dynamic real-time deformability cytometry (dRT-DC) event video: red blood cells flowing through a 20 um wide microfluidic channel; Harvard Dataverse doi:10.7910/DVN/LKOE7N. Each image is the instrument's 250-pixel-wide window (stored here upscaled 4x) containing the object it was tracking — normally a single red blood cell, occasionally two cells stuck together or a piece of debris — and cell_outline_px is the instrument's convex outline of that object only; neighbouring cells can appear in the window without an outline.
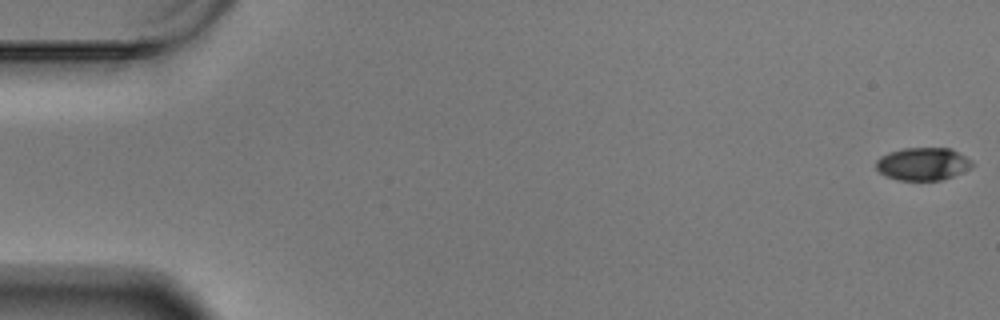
{"species": "Egyptian fruit bat (a non-hibernating species)", "species_latin": "Rousettus aegyptiacus", "temperature_condition": "warm", "stored_images_in_passage": 60, "camera_frame_rate_fps": 3000, "um_per_image_px": 0.085, "animal": {"sex": "male"}, "frame": {"image": 1, "passage_image": 1, "time_ms": 0.0, "image_size_px": [1000, 320], "cell_outline_px": [[972, 168], [952, 176], [940, 180], [900, 180], [888, 176], [880, 172], [876, 168], [876, 160], [880, 156], [888, 152], [904, 148], [952, 148], [972, 160]], "centroid_in_image_um": [78.45, 13.92], "position_along_channel_um": 6.5, "area_um2": 18.32}}
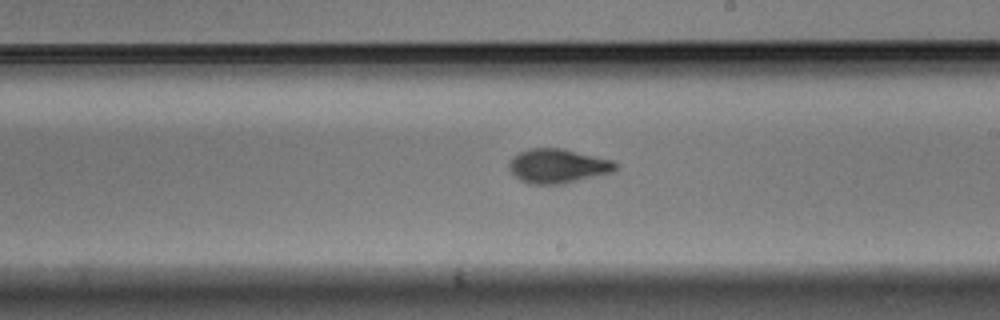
{"frame": {"image": 2, "passage_image": 35, "time_ms": 11.333, "image_size_px": [1000, 320], "cell_outline_px": [[620, 164], [616, 172], [560, 184], [528, 184], [520, 180], [508, 168], [508, 164], [512, 156], [528, 148], [564, 148], [612, 160]], "centroid_in_image_um": [47.45, 14.1], "position_along_channel_um": 241.6, "area_um2": 21.56}}
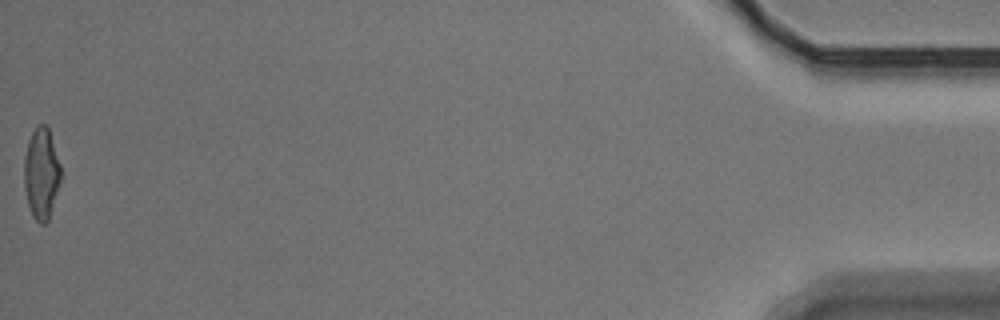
{"frame": {"image": 3, "passage_image": 60, "time_ms": 19.667, "image_size_px": [1000, 320], "cell_outline_px": [[60, 180], [48, 220], [44, 224], [40, 224], [32, 216], [28, 204], [24, 188], [24, 156], [28, 140], [36, 124], [44, 124], [48, 128], [60, 164]], "centroid_in_image_um": [3.49, 14.73], "position_along_channel_um": 431.7, "area_um2": 19.31}, "authors_computed_cell_mechanics": {"area_um2": 19.9988, "velocity_mm_per_s": 3.4338, "shape_relaxation_time_tau1_ms": 3.4799, "shape_relaxation_time_tau2_ms": 1.5834, "deformation_change_tau1": 0.1543, "deformation_change_tau2": 0.0712}}